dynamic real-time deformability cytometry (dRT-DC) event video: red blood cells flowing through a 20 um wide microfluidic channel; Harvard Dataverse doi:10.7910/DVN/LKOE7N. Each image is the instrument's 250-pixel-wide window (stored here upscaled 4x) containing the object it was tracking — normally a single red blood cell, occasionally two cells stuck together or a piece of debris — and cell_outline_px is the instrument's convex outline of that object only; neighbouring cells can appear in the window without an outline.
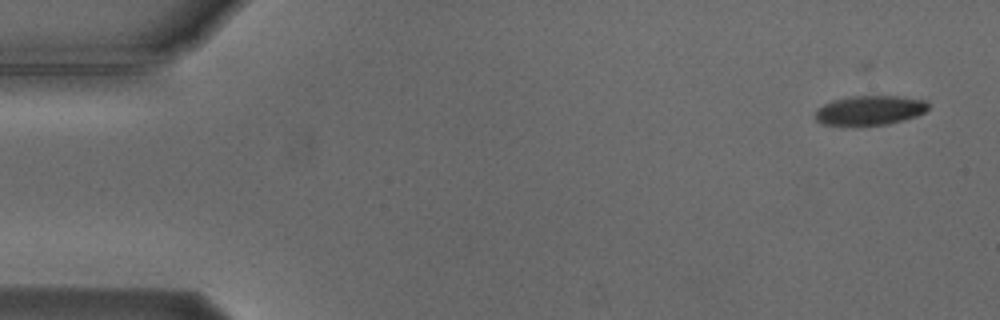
{"species": "Egyptian fruit bat (a non-hibernating species)", "species_latin": "Rousettus aegyptiacus", "temperature_condition": "cold", "stored_images_in_passage": 4, "camera_frame_rate_fps": 3000, "um_per_image_px": 0.085, "animal": {"sex": "male"}, "frame": {"image": 1, "passage_image": 2, "time_ms": 1.0, "image_size_px": [1000, 320], "cell_outline_px": [[928, 108], [924, 112], [916, 116], [904, 120], [888, 124], [824, 124], [816, 120], [816, 108], [832, 100], [852, 96], [896, 96], [924, 100], [928, 104]], "centroid_in_image_um": [73.94, 9.36], "position_along_channel_um": 11.1, "area_um2": 19.02}}